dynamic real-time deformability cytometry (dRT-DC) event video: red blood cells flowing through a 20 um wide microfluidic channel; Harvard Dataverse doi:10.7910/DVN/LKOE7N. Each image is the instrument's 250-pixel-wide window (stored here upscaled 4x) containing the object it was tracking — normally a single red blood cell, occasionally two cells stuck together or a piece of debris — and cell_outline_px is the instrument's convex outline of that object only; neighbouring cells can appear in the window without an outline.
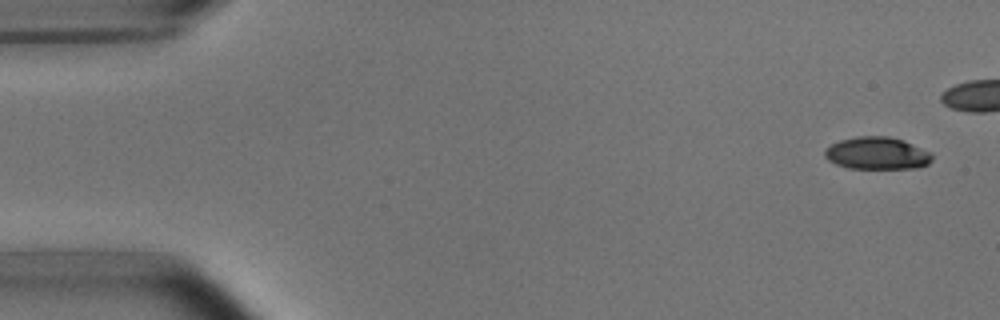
{"species": "common noctule bat (a hibernating species)", "species_latin": "Nyctalus noctula", "temperature_condition": "room temperature", "stored_images_in_passage": 5, "camera_frame_rate_fps": 3000, "um_per_image_px": 0.085, "animal": {"sex": "male", "body_mass_g": 15.6}, "frame": {"image": 1, "passage_image": 1, "time_ms": 0.0, "image_size_px": [1000, 320], "cell_outline_px": [[932, 160], [928, 164], [916, 168], [848, 168], [836, 164], [828, 160], [824, 156], [824, 148], [840, 140], [856, 136], [888, 136], [904, 140], [928, 152], [932, 156]], "centroid_in_image_um": [74.5, 13.02], "position_along_channel_um": 10.5, "area_um2": 20.17}}